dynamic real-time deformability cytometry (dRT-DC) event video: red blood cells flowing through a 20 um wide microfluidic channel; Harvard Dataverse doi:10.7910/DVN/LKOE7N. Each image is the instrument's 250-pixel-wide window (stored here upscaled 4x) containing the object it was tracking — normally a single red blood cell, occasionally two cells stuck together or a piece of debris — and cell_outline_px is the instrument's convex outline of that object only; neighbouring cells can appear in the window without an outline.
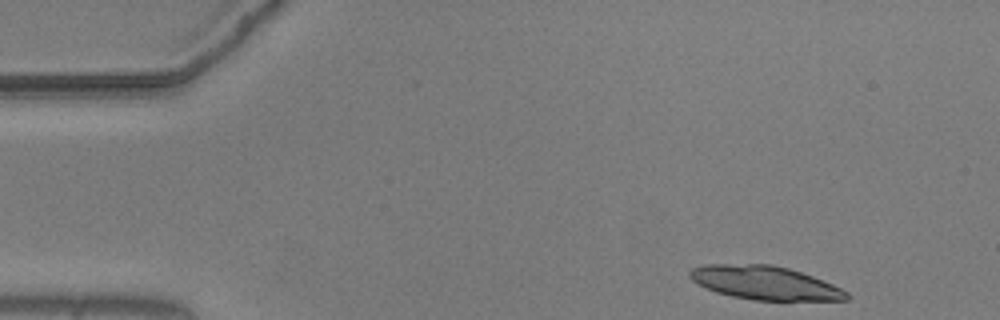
{"species": "common noctule bat (a hibernating species)", "species_latin": "Nyctalus noctula", "temperature_condition": "warm", "stored_images_in_passage": 12, "camera_frame_rate_fps": 3000, "um_per_image_px": 0.085, "animal": {"sex": "male", "body_mass_g": 20.5, "forearm_length_mm": 52.5}, "frame": {"image": 1, "passage_image": 1, "time_ms": 0.0, "image_size_px": [1000, 320], "cell_outline_px": [[848, 300], [756, 300], [732, 296], [716, 292], [692, 280], [688, 276], [688, 272], [692, 268], [704, 264], [772, 264], [788, 268], [812, 276], [832, 284], [848, 292]], "centroid_in_image_um": [64.99, 24.03], "position_along_channel_um": 20.0, "area_um2": 30.46}}